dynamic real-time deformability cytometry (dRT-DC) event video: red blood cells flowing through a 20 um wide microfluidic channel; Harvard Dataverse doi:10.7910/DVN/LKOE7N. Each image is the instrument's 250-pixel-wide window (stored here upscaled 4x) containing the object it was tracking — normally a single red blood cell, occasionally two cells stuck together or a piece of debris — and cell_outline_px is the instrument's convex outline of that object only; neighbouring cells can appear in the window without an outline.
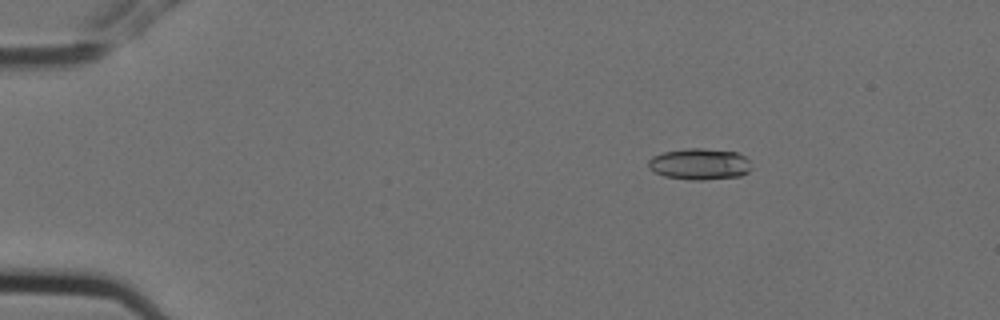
{"species": "Egyptian fruit bat (a non-hibernating species)", "species_latin": "Rousettus aegyptiacus", "temperature_condition": "cold", "stored_images_in_passage": 6, "camera_frame_rate_fps": 3000, "um_per_image_px": 0.085, "animal": {"sex": "female"}, "frame": {"image": 1, "passage_image": 3, "time_ms": 0.667, "image_size_px": [1000, 320], "cell_outline_px": [[748, 172], [740, 176], [704, 180], [688, 180], [664, 176], [648, 168], [648, 160], [652, 156], [664, 152], [688, 148], [704, 148], [736, 152], [744, 156], [748, 160]], "centroid_in_image_um": [59.42, 13.95], "position_along_channel_um": 25.6, "area_um2": 18.73}}
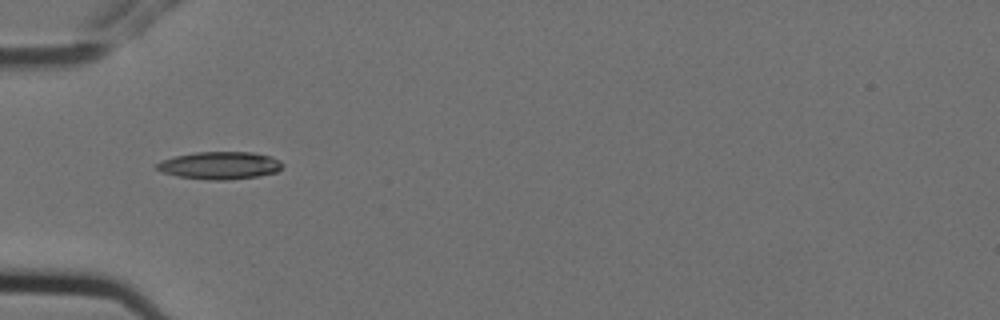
{"frame": {"image": 2, "passage_image": 6, "time_ms": 1.667, "image_size_px": [1000, 320], "cell_outline_px": [[284, 164], [276, 172], [260, 176], [228, 180], [208, 180], [176, 176], [160, 172], [156, 168], [156, 164], [160, 160], [176, 156], [196, 152], [252, 152], [272, 156], [280, 160]], "centroid_in_image_um": [18.68, 14.06], "position_along_channel_um": 66.3, "area_um2": 20.4}}